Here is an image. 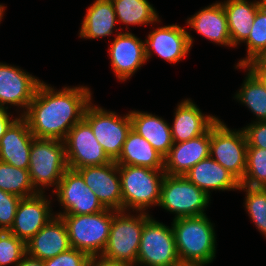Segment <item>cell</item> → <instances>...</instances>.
Listing matches in <instances>:
<instances>
[{
  "label": "cell",
  "mask_w": 266,
  "mask_h": 266,
  "mask_svg": "<svg viewBox=\"0 0 266 266\" xmlns=\"http://www.w3.org/2000/svg\"><path fill=\"white\" fill-rule=\"evenodd\" d=\"M91 95L90 88L85 86L55 91L42 81L21 116L35 138L64 141L70 129L83 119Z\"/></svg>",
  "instance_id": "1"
},
{
  "label": "cell",
  "mask_w": 266,
  "mask_h": 266,
  "mask_svg": "<svg viewBox=\"0 0 266 266\" xmlns=\"http://www.w3.org/2000/svg\"><path fill=\"white\" fill-rule=\"evenodd\" d=\"M171 225L182 266H205L214 260L216 235L207 215L173 219Z\"/></svg>",
  "instance_id": "2"
},
{
  "label": "cell",
  "mask_w": 266,
  "mask_h": 266,
  "mask_svg": "<svg viewBox=\"0 0 266 266\" xmlns=\"http://www.w3.org/2000/svg\"><path fill=\"white\" fill-rule=\"evenodd\" d=\"M121 179L122 211L147 212L159 204L164 170L133 165H118ZM128 209V210H127Z\"/></svg>",
  "instance_id": "3"
},
{
  "label": "cell",
  "mask_w": 266,
  "mask_h": 266,
  "mask_svg": "<svg viewBox=\"0 0 266 266\" xmlns=\"http://www.w3.org/2000/svg\"><path fill=\"white\" fill-rule=\"evenodd\" d=\"M65 222L71 248L86 253L89 257L101 255L106 247L113 210L105 209L99 213L60 216Z\"/></svg>",
  "instance_id": "4"
},
{
  "label": "cell",
  "mask_w": 266,
  "mask_h": 266,
  "mask_svg": "<svg viewBox=\"0 0 266 266\" xmlns=\"http://www.w3.org/2000/svg\"><path fill=\"white\" fill-rule=\"evenodd\" d=\"M67 169L64 141L38 138L32 141L28 171L38 193H45L43 189L48 186H55L56 190Z\"/></svg>",
  "instance_id": "5"
},
{
  "label": "cell",
  "mask_w": 266,
  "mask_h": 266,
  "mask_svg": "<svg viewBox=\"0 0 266 266\" xmlns=\"http://www.w3.org/2000/svg\"><path fill=\"white\" fill-rule=\"evenodd\" d=\"M151 216L146 212L130 215L113 210V219L106 247L101 254L113 261H122L136 266L141 233Z\"/></svg>",
  "instance_id": "6"
},
{
  "label": "cell",
  "mask_w": 266,
  "mask_h": 266,
  "mask_svg": "<svg viewBox=\"0 0 266 266\" xmlns=\"http://www.w3.org/2000/svg\"><path fill=\"white\" fill-rule=\"evenodd\" d=\"M247 148L243 128L233 131L219 119L210 127L209 156L228 170L239 182L245 175Z\"/></svg>",
  "instance_id": "7"
},
{
  "label": "cell",
  "mask_w": 266,
  "mask_h": 266,
  "mask_svg": "<svg viewBox=\"0 0 266 266\" xmlns=\"http://www.w3.org/2000/svg\"><path fill=\"white\" fill-rule=\"evenodd\" d=\"M210 196L184 176H171L165 174L161 185L160 201L158 206L175 218L200 216L206 214Z\"/></svg>",
  "instance_id": "8"
},
{
  "label": "cell",
  "mask_w": 266,
  "mask_h": 266,
  "mask_svg": "<svg viewBox=\"0 0 266 266\" xmlns=\"http://www.w3.org/2000/svg\"><path fill=\"white\" fill-rule=\"evenodd\" d=\"M142 266H182L175 245L172 226H166L152 217L144 224L137 262Z\"/></svg>",
  "instance_id": "9"
},
{
  "label": "cell",
  "mask_w": 266,
  "mask_h": 266,
  "mask_svg": "<svg viewBox=\"0 0 266 266\" xmlns=\"http://www.w3.org/2000/svg\"><path fill=\"white\" fill-rule=\"evenodd\" d=\"M93 105L91 102L87 105L83 119L92 128L93 134L107 156L115 161L132 128L130 115L128 113L124 117L119 116L116 112H108L102 107Z\"/></svg>",
  "instance_id": "10"
},
{
  "label": "cell",
  "mask_w": 266,
  "mask_h": 266,
  "mask_svg": "<svg viewBox=\"0 0 266 266\" xmlns=\"http://www.w3.org/2000/svg\"><path fill=\"white\" fill-rule=\"evenodd\" d=\"M53 193L56 194L60 205L64 207L63 212H59L55 216L93 214L106 209L96 194L85 184L82 175L71 168L64 172Z\"/></svg>",
  "instance_id": "11"
},
{
  "label": "cell",
  "mask_w": 266,
  "mask_h": 266,
  "mask_svg": "<svg viewBox=\"0 0 266 266\" xmlns=\"http://www.w3.org/2000/svg\"><path fill=\"white\" fill-rule=\"evenodd\" d=\"M64 143L68 168L76 170L86 166H100L112 161L84 119L70 129Z\"/></svg>",
  "instance_id": "12"
},
{
  "label": "cell",
  "mask_w": 266,
  "mask_h": 266,
  "mask_svg": "<svg viewBox=\"0 0 266 266\" xmlns=\"http://www.w3.org/2000/svg\"><path fill=\"white\" fill-rule=\"evenodd\" d=\"M85 184L96 194L101 204L115 211H122L121 179L115 161L76 169Z\"/></svg>",
  "instance_id": "13"
},
{
  "label": "cell",
  "mask_w": 266,
  "mask_h": 266,
  "mask_svg": "<svg viewBox=\"0 0 266 266\" xmlns=\"http://www.w3.org/2000/svg\"><path fill=\"white\" fill-rule=\"evenodd\" d=\"M147 38L144 41L146 60L150 59L154 51L170 63L179 62L186 57L194 40L189 32L176 24L158 27Z\"/></svg>",
  "instance_id": "14"
},
{
  "label": "cell",
  "mask_w": 266,
  "mask_h": 266,
  "mask_svg": "<svg viewBox=\"0 0 266 266\" xmlns=\"http://www.w3.org/2000/svg\"><path fill=\"white\" fill-rule=\"evenodd\" d=\"M44 193L21 198L9 232L25 243L42 229L55 215L51 213V201Z\"/></svg>",
  "instance_id": "15"
},
{
  "label": "cell",
  "mask_w": 266,
  "mask_h": 266,
  "mask_svg": "<svg viewBox=\"0 0 266 266\" xmlns=\"http://www.w3.org/2000/svg\"><path fill=\"white\" fill-rule=\"evenodd\" d=\"M41 82L18 67L0 63V107L10 104L27 111Z\"/></svg>",
  "instance_id": "16"
},
{
  "label": "cell",
  "mask_w": 266,
  "mask_h": 266,
  "mask_svg": "<svg viewBox=\"0 0 266 266\" xmlns=\"http://www.w3.org/2000/svg\"><path fill=\"white\" fill-rule=\"evenodd\" d=\"M116 35L108 49L111 67L115 76L125 81L147 61L145 42L129 31Z\"/></svg>",
  "instance_id": "17"
},
{
  "label": "cell",
  "mask_w": 266,
  "mask_h": 266,
  "mask_svg": "<svg viewBox=\"0 0 266 266\" xmlns=\"http://www.w3.org/2000/svg\"><path fill=\"white\" fill-rule=\"evenodd\" d=\"M210 128L193 139L173 143L164 157V171L171 176H184L199 161L209 157Z\"/></svg>",
  "instance_id": "18"
},
{
  "label": "cell",
  "mask_w": 266,
  "mask_h": 266,
  "mask_svg": "<svg viewBox=\"0 0 266 266\" xmlns=\"http://www.w3.org/2000/svg\"><path fill=\"white\" fill-rule=\"evenodd\" d=\"M70 248L65 222L59 216H54L26 242V254L42 261L54 258Z\"/></svg>",
  "instance_id": "19"
},
{
  "label": "cell",
  "mask_w": 266,
  "mask_h": 266,
  "mask_svg": "<svg viewBox=\"0 0 266 266\" xmlns=\"http://www.w3.org/2000/svg\"><path fill=\"white\" fill-rule=\"evenodd\" d=\"M34 139L27 121L19 115L0 139V161L20 169H29Z\"/></svg>",
  "instance_id": "20"
},
{
  "label": "cell",
  "mask_w": 266,
  "mask_h": 266,
  "mask_svg": "<svg viewBox=\"0 0 266 266\" xmlns=\"http://www.w3.org/2000/svg\"><path fill=\"white\" fill-rule=\"evenodd\" d=\"M171 127L173 143L187 141L204 134L219 118L205 115L190 99L177 105Z\"/></svg>",
  "instance_id": "21"
},
{
  "label": "cell",
  "mask_w": 266,
  "mask_h": 266,
  "mask_svg": "<svg viewBox=\"0 0 266 266\" xmlns=\"http://www.w3.org/2000/svg\"><path fill=\"white\" fill-rule=\"evenodd\" d=\"M193 30L218 45L232 46L226 13L221 2L198 11L186 22Z\"/></svg>",
  "instance_id": "22"
},
{
  "label": "cell",
  "mask_w": 266,
  "mask_h": 266,
  "mask_svg": "<svg viewBox=\"0 0 266 266\" xmlns=\"http://www.w3.org/2000/svg\"><path fill=\"white\" fill-rule=\"evenodd\" d=\"M185 177L208 196L210 190H238L240 182L210 156L199 161Z\"/></svg>",
  "instance_id": "23"
},
{
  "label": "cell",
  "mask_w": 266,
  "mask_h": 266,
  "mask_svg": "<svg viewBox=\"0 0 266 266\" xmlns=\"http://www.w3.org/2000/svg\"><path fill=\"white\" fill-rule=\"evenodd\" d=\"M132 129L165 157L173 146L171 127L163 118L147 112H129Z\"/></svg>",
  "instance_id": "24"
},
{
  "label": "cell",
  "mask_w": 266,
  "mask_h": 266,
  "mask_svg": "<svg viewBox=\"0 0 266 266\" xmlns=\"http://www.w3.org/2000/svg\"><path fill=\"white\" fill-rule=\"evenodd\" d=\"M117 165H133L153 170H164V157L154 149L150 142L132 128L127 134Z\"/></svg>",
  "instance_id": "25"
},
{
  "label": "cell",
  "mask_w": 266,
  "mask_h": 266,
  "mask_svg": "<svg viewBox=\"0 0 266 266\" xmlns=\"http://www.w3.org/2000/svg\"><path fill=\"white\" fill-rule=\"evenodd\" d=\"M227 17L232 46L243 43L251 32L257 10L265 3L263 0H227L221 2Z\"/></svg>",
  "instance_id": "26"
},
{
  "label": "cell",
  "mask_w": 266,
  "mask_h": 266,
  "mask_svg": "<svg viewBox=\"0 0 266 266\" xmlns=\"http://www.w3.org/2000/svg\"><path fill=\"white\" fill-rule=\"evenodd\" d=\"M117 24L116 13L111 0H96L88 7L80 27L79 37L99 39L110 36Z\"/></svg>",
  "instance_id": "27"
},
{
  "label": "cell",
  "mask_w": 266,
  "mask_h": 266,
  "mask_svg": "<svg viewBox=\"0 0 266 266\" xmlns=\"http://www.w3.org/2000/svg\"><path fill=\"white\" fill-rule=\"evenodd\" d=\"M117 23L148 25L160 22L158 13L148 0H111Z\"/></svg>",
  "instance_id": "28"
},
{
  "label": "cell",
  "mask_w": 266,
  "mask_h": 266,
  "mask_svg": "<svg viewBox=\"0 0 266 266\" xmlns=\"http://www.w3.org/2000/svg\"><path fill=\"white\" fill-rule=\"evenodd\" d=\"M234 97L256 115L257 122L266 121V89L248 68L244 83Z\"/></svg>",
  "instance_id": "29"
},
{
  "label": "cell",
  "mask_w": 266,
  "mask_h": 266,
  "mask_svg": "<svg viewBox=\"0 0 266 266\" xmlns=\"http://www.w3.org/2000/svg\"><path fill=\"white\" fill-rule=\"evenodd\" d=\"M0 189L26 198L38 194L28 169H20L0 161Z\"/></svg>",
  "instance_id": "30"
},
{
  "label": "cell",
  "mask_w": 266,
  "mask_h": 266,
  "mask_svg": "<svg viewBox=\"0 0 266 266\" xmlns=\"http://www.w3.org/2000/svg\"><path fill=\"white\" fill-rule=\"evenodd\" d=\"M244 43L247 45V56L237 63L236 68L247 65L266 50V3L257 10L251 32Z\"/></svg>",
  "instance_id": "31"
},
{
  "label": "cell",
  "mask_w": 266,
  "mask_h": 266,
  "mask_svg": "<svg viewBox=\"0 0 266 266\" xmlns=\"http://www.w3.org/2000/svg\"><path fill=\"white\" fill-rule=\"evenodd\" d=\"M240 185L266 188V149L247 148L245 175Z\"/></svg>",
  "instance_id": "32"
},
{
  "label": "cell",
  "mask_w": 266,
  "mask_h": 266,
  "mask_svg": "<svg viewBox=\"0 0 266 266\" xmlns=\"http://www.w3.org/2000/svg\"><path fill=\"white\" fill-rule=\"evenodd\" d=\"M238 190L246 192L245 209L256 228L266 237V188L240 185Z\"/></svg>",
  "instance_id": "33"
},
{
  "label": "cell",
  "mask_w": 266,
  "mask_h": 266,
  "mask_svg": "<svg viewBox=\"0 0 266 266\" xmlns=\"http://www.w3.org/2000/svg\"><path fill=\"white\" fill-rule=\"evenodd\" d=\"M26 255V243L9 231H0V266H16Z\"/></svg>",
  "instance_id": "34"
},
{
  "label": "cell",
  "mask_w": 266,
  "mask_h": 266,
  "mask_svg": "<svg viewBox=\"0 0 266 266\" xmlns=\"http://www.w3.org/2000/svg\"><path fill=\"white\" fill-rule=\"evenodd\" d=\"M21 197L0 189V231H9L13 225Z\"/></svg>",
  "instance_id": "35"
},
{
  "label": "cell",
  "mask_w": 266,
  "mask_h": 266,
  "mask_svg": "<svg viewBox=\"0 0 266 266\" xmlns=\"http://www.w3.org/2000/svg\"><path fill=\"white\" fill-rule=\"evenodd\" d=\"M89 256L75 248L43 261L44 266H87Z\"/></svg>",
  "instance_id": "36"
},
{
  "label": "cell",
  "mask_w": 266,
  "mask_h": 266,
  "mask_svg": "<svg viewBox=\"0 0 266 266\" xmlns=\"http://www.w3.org/2000/svg\"><path fill=\"white\" fill-rule=\"evenodd\" d=\"M248 147L266 149V121H254L243 128Z\"/></svg>",
  "instance_id": "37"
},
{
  "label": "cell",
  "mask_w": 266,
  "mask_h": 266,
  "mask_svg": "<svg viewBox=\"0 0 266 266\" xmlns=\"http://www.w3.org/2000/svg\"><path fill=\"white\" fill-rule=\"evenodd\" d=\"M87 266H134V265L127 262L109 260L103 257L102 255H98L90 257Z\"/></svg>",
  "instance_id": "38"
},
{
  "label": "cell",
  "mask_w": 266,
  "mask_h": 266,
  "mask_svg": "<svg viewBox=\"0 0 266 266\" xmlns=\"http://www.w3.org/2000/svg\"><path fill=\"white\" fill-rule=\"evenodd\" d=\"M8 106L0 107V139L5 134L6 130L9 126L18 118L15 117L14 119L7 111ZM11 116V119H10Z\"/></svg>",
  "instance_id": "39"
},
{
  "label": "cell",
  "mask_w": 266,
  "mask_h": 266,
  "mask_svg": "<svg viewBox=\"0 0 266 266\" xmlns=\"http://www.w3.org/2000/svg\"><path fill=\"white\" fill-rule=\"evenodd\" d=\"M239 68L249 70H266V50L261 52L257 57H255L252 61H250L245 66H239Z\"/></svg>",
  "instance_id": "40"
},
{
  "label": "cell",
  "mask_w": 266,
  "mask_h": 266,
  "mask_svg": "<svg viewBox=\"0 0 266 266\" xmlns=\"http://www.w3.org/2000/svg\"><path fill=\"white\" fill-rule=\"evenodd\" d=\"M16 266H44V263L26 254Z\"/></svg>",
  "instance_id": "41"
},
{
  "label": "cell",
  "mask_w": 266,
  "mask_h": 266,
  "mask_svg": "<svg viewBox=\"0 0 266 266\" xmlns=\"http://www.w3.org/2000/svg\"><path fill=\"white\" fill-rule=\"evenodd\" d=\"M264 85L266 89V70H250Z\"/></svg>",
  "instance_id": "42"
},
{
  "label": "cell",
  "mask_w": 266,
  "mask_h": 266,
  "mask_svg": "<svg viewBox=\"0 0 266 266\" xmlns=\"http://www.w3.org/2000/svg\"><path fill=\"white\" fill-rule=\"evenodd\" d=\"M5 8L6 7L4 5H1L0 4V22L2 20V17H3V14H4Z\"/></svg>",
  "instance_id": "43"
}]
</instances>
